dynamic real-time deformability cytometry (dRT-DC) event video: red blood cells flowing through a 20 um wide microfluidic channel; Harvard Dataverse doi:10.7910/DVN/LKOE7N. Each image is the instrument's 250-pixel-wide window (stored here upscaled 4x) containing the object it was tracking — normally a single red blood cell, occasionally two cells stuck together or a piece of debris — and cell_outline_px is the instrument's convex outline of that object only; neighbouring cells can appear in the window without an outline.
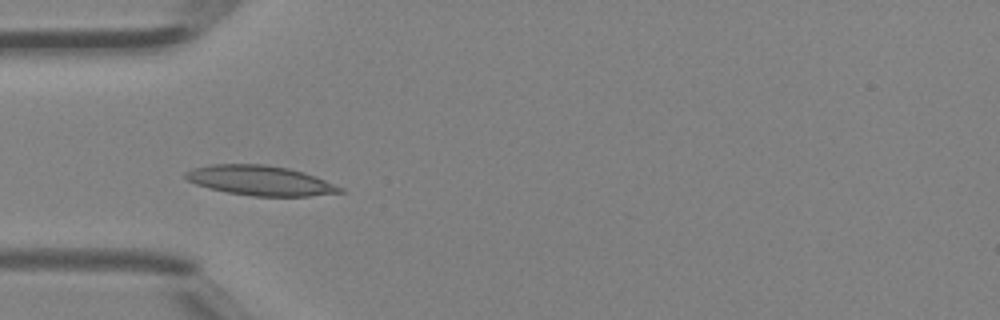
{"species": "Egyptian fruit bat (a non-hibernating species)", "species_latin": "Rousettus aegyptiacus", "temperature_condition": "room temperature", "stored_images_in_passage": 5, "camera_frame_rate_fps": 3000, "um_per_image_px": 0.085, "animal": {"sex": "female"}, "frame": {"image": 1, "passage_image": 4, "time_ms": 1.0, "image_size_px": [1000, 320], "cell_outline_px": [[344, 192], [308, 196], [252, 196], [228, 192], [196, 184], [188, 180], [184, 176], [184, 172], [192, 168], [212, 164], [264, 164], [288, 168], [304, 172], [344, 188]], "centroid_in_image_um": [22.12, 15.34], "position_along_channel_um": 62.9, "area_um2": 26.65}}
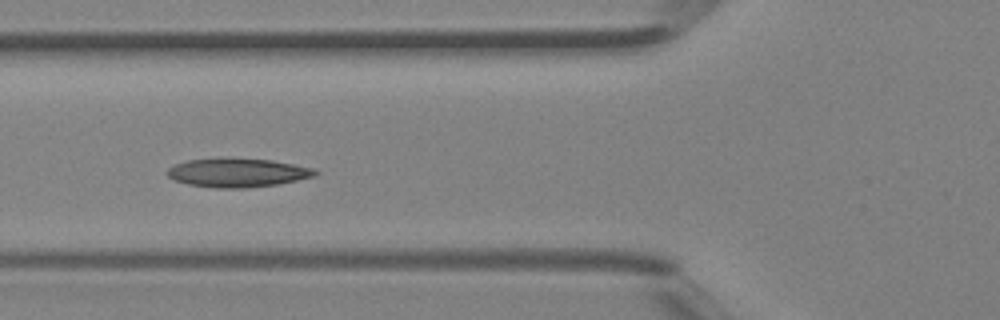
{"frame": {"image": 2, "passage_image": 5, "time_ms": 1.333, "image_size_px": [1000, 320], "cell_outline_px": [[320, 172], [316, 176], [276, 184], [244, 188], [216, 188], [188, 184], [172, 180], [164, 172], [168, 168], [176, 164], [188, 160], [272, 160], [316, 168]], "centroid_in_image_um": [20.22, 14.71], "position_along_channel_um": 105.6, "area_um2": 24.22}}